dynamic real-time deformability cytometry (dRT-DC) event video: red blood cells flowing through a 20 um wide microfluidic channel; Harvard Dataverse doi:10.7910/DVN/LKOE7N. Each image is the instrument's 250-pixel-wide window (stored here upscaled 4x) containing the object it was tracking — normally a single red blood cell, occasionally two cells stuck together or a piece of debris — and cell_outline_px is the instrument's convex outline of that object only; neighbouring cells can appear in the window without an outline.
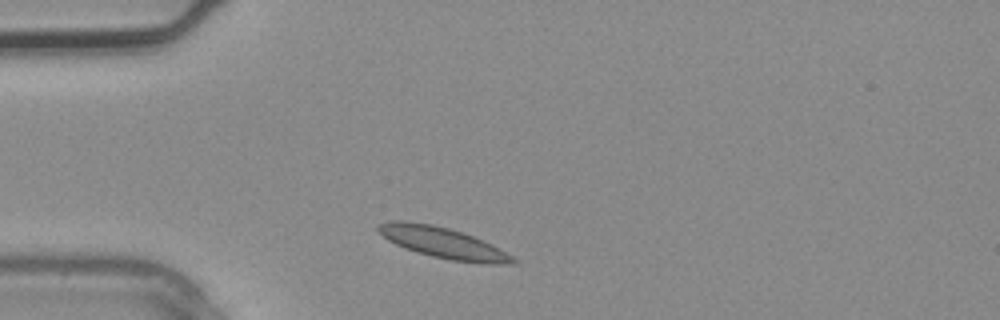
{"species": "common noctule bat (a hibernating species)", "species_latin": "Nyctalus noctula", "temperature_condition": "warm", "stored_images_in_passage": 1, "camera_frame_rate_fps": 3000, "um_per_image_px": 0.085, "animal": {"sex": "male", "body_mass_g": 20.4}, "frame": {"image": 1, "passage_image": 1, "time_ms": 0.0, "image_size_px": [1000, 320], "cell_outline_px": [[520, 264], [488, 264], [452, 260], [432, 256], [416, 252], [396, 244], [388, 240], [376, 228], [376, 224], [392, 220], [404, 220], [432, 224], [448, 228], [472, 236], [492, 244], [520, 260]], "centroid_in_image_um": [37.69, 20.64], "position_along_channel_um": 47.3, "area_um2": 24.28}}